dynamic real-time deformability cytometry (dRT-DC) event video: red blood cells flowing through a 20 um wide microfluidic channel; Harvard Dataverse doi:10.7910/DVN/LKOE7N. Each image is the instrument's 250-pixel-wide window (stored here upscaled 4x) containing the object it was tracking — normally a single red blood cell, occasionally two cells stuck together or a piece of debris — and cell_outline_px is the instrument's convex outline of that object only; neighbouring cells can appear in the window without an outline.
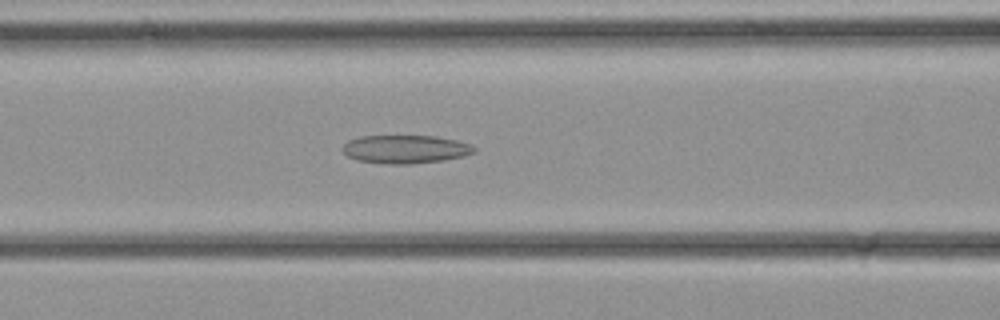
{"species": "common noctule bat (a hibernating species)", "species_latin": "Nyctalus noctula", "temperature_condition": "cold", "stored_images_in_passage": 25, "camera_frame_rate_fps": 3000, "um_per_image_px": 0.085, "animal": {"sex": "female", "body_mass_g": 21.9}, "frame": {"image": 1, "passage_image": 5, "time_ms": 1.333, "image_size_px": [1000, 320], "cell_outline_px": [[476, 152], [464, 156], [444, 160], [408, 164], [392, 164], [356, 160], [348, 156], [344, 152], [344, 144], [348, 140], [360, 136], [436, 136], [456, 140], [472, 144], [476, 148]], "centroid_in_image_um": [34.5, 12.68], "position_along_channel_um": 132.1, "area_um2": 21.68}}
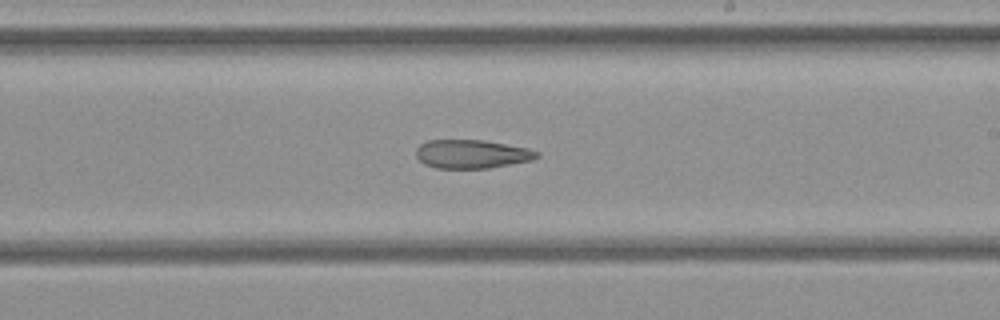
{"frame": {"image": 2, "passage_image": 11, "time_ms": 3.333, "image_size_px": [1000, 320], "cell_outline_px": [[540, 156], [532, 160], [488, 168], [436, 168], [424, 164], [416, 156], [416, 148], [420, 144], [428, 140], [484, 140], [528, 148], [540, 152]], "centroid_in_image_um": [40.1, 13.09], "position_along_channel_um": 248.9, "area_um2": 20.17}}
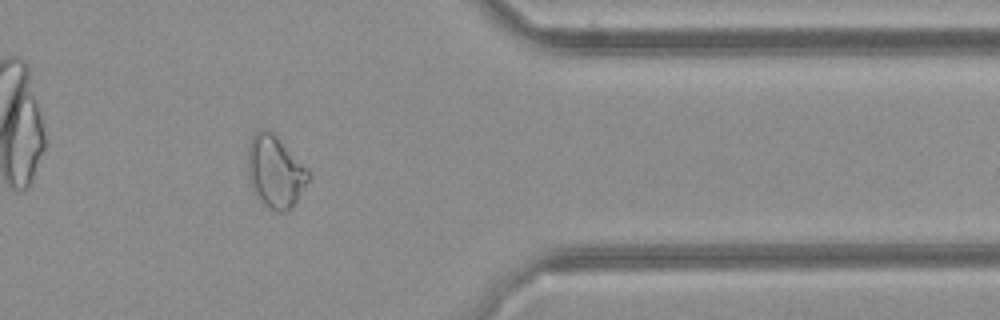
{"frame": {"image": 3, "passage_image": 19, "time_ms": 6.0, "image_size_px": [1000, 320], "cell_outline_px": [[312, 176], [288, 212], [276, 212], [264, 204], [252, 192], [248, 176], [248, 144], [252, 136], [260, 128], [268, 128], [312, 172]], "centroid_in_image_um": [23.39, 14.59], "position_along_channel_um": 388.0, "area_um2": 25.78}}